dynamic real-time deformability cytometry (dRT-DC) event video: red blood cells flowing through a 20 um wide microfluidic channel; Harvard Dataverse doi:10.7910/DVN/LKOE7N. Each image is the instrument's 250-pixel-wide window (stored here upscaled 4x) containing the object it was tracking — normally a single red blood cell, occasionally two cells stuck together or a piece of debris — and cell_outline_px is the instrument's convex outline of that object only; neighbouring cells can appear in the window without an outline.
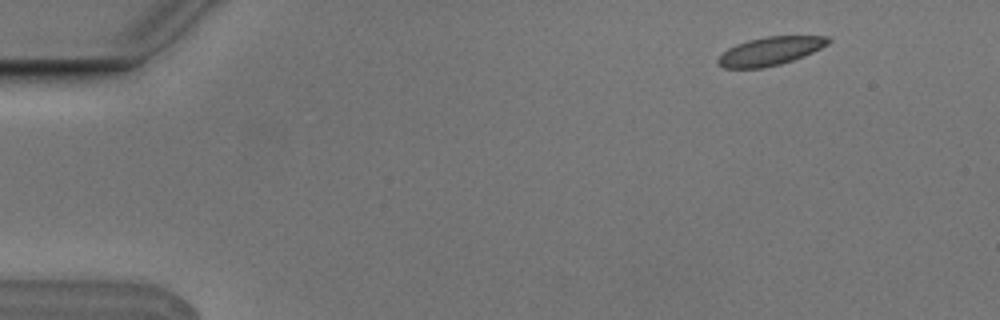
{"species": "Egyptian fruit bat (a non-hibernating species)", "species_latin": "Rousettus aegyptiacus", "temperature_condition": "cold", "stored_images_in_passage": 4, "camera_frame_rate_fps": 3000, "um_per_image_px": 0.085, "animal": {"sex": "male"}, "frame": {"image": 1, "passage_image": 1, "time_ms": 0.0, "image_size_px": [1000, 320], "cell_outline_px": [[832, 40], [828, 44], [804, 56], [780, 64], [764, 68], [724, 68], [716, 64], [716, 60], [728, 48], [736, 44], [748, 40], [764, 36], [832, 36]], "centroid_in_image_um": [65.46, 4.34], "position_along_channel_um": 19.5, "area_um2": 18.32}}
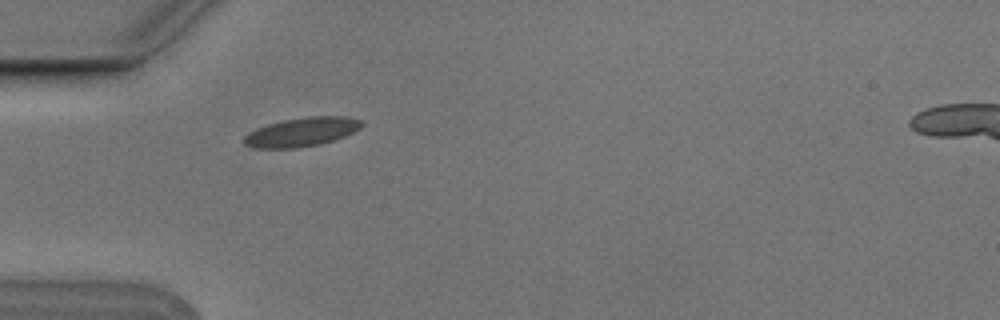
{"frame": {"image": 2, "passage_image": 4, "time_ms": 1.0, "image_size_px": [1000, 320], "cell_outline_px": [[364, 124], [360, 128], [344, 136], [320, 144], [296, 148], [252, 148], [244, 144], [244, 136], [248, 132], [256, 128], [268, 124], [284, 120], [308, 116], [348, 116], [360, 120]], "centroid_in_image_um": [25.62, 11.21], "position_along_channel_um": 59.4, "area_um2": 19.83}}